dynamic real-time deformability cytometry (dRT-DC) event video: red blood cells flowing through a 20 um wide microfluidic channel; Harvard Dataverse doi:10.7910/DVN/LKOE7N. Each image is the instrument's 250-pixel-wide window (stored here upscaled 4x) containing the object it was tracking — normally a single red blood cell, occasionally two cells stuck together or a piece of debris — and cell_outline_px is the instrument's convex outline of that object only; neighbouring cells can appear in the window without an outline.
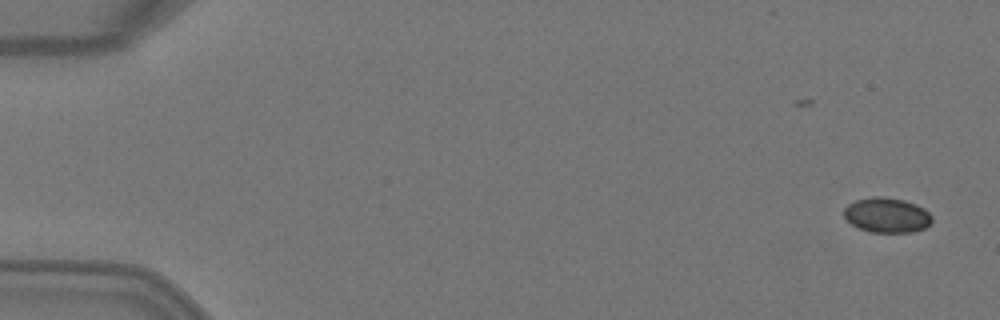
{"species": "Egyptian fruit bat (a non-hibernating species)", "species_latin": "Rousettus aegyptiacus", "temperature_condition": "warm", "stored_images_in_passage": 5, "camera_frame_rate_fps": 3000, "um_per_image_px": 0.085, "animal": {"sex": "female"}, "frame": {"image": 1, "passage_image": 1, "time_ms": 0.0, "image_size_px": [1000, 320], "cell_outline_px": [[932, 220], [924, 228], [912, 232], [872, 232], [860, 228], [852, 224], [844, 216], [844, 208], [848, 204], [856, 200], [872, 196], [880, 196], [904, 200], [916, 204], [924, 208], [932, 216]], "centroid_in_image_um": [75.38, 18.27], "position_along_channel_um": 9.6, "area_um2": 17.8}}
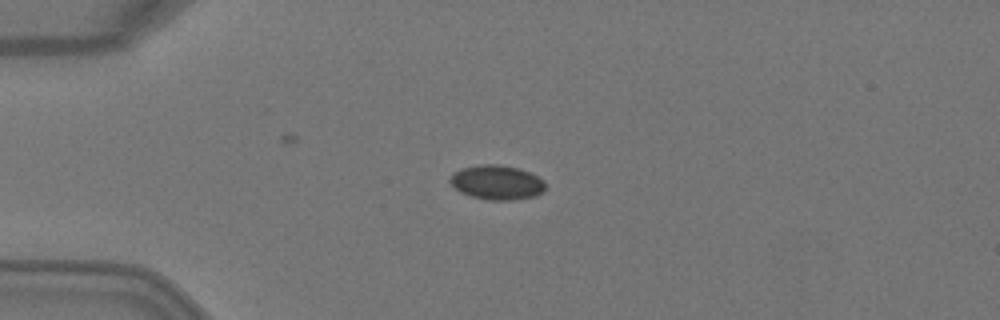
{"frame": {"image": 2, "passage_image": 4, "time_ms": 1.0, "image_size_px": [1000, 320], "cell_outline_px": [[544, 188], [536, 196], [512, 200], [488, 200], [472, 196], [460, 192], [448, 180], [452, 172], [464, 168], [480, 164], [500, 164], [520, 168], [544, 180]], "centroid_in_image_um": [42.21, 15.49], "position_along_channel_um": 42.8, "area_um2": 19.07}}